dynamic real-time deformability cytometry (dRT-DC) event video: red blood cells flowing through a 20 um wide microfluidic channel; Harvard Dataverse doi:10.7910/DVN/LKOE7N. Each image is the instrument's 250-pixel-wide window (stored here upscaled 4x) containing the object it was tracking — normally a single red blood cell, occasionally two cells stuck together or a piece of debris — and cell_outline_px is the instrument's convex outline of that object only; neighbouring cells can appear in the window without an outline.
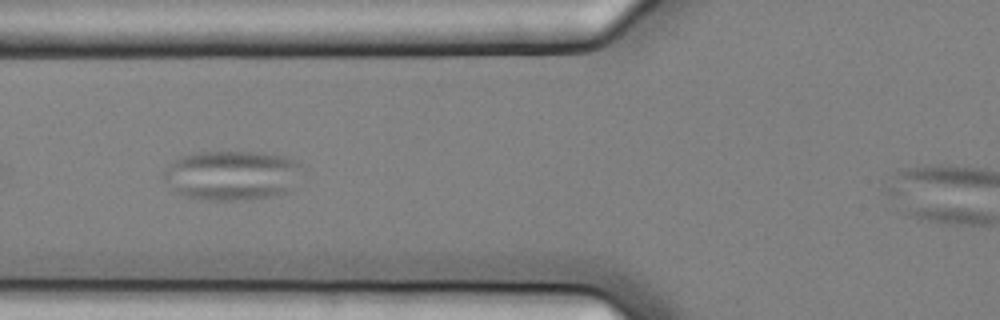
{"species": "common noctule bat (a hibernating species)", "species_latin": "Nyctalus noctula", "temperature_condition": "cold", "stored_images_in_passage": 5, "camera_frame_rate_fps": 3000, "um_per_image_px": 0.085, "animal": {"sex": "female", "body_mass_g": 25.1}, "frame": {"image": 1, "passage_image": 3, "time_ms": 0.667, "image_size_px": [1000, 320], "cell_outline_px": [[300, 168], [292, 192], [252, 200], [208, 200], [188, 196], [180, 192], [164, 180], [164, 172], [168, 164], [172, 160], [180, 156], [200, 152], [264, 152], [288, 156], [296, 160], [300, 164]], "centroid_in_image_um": [19.77, 14.89], "position_along_channel_um": 106.0, "area_um2": 40.23}}